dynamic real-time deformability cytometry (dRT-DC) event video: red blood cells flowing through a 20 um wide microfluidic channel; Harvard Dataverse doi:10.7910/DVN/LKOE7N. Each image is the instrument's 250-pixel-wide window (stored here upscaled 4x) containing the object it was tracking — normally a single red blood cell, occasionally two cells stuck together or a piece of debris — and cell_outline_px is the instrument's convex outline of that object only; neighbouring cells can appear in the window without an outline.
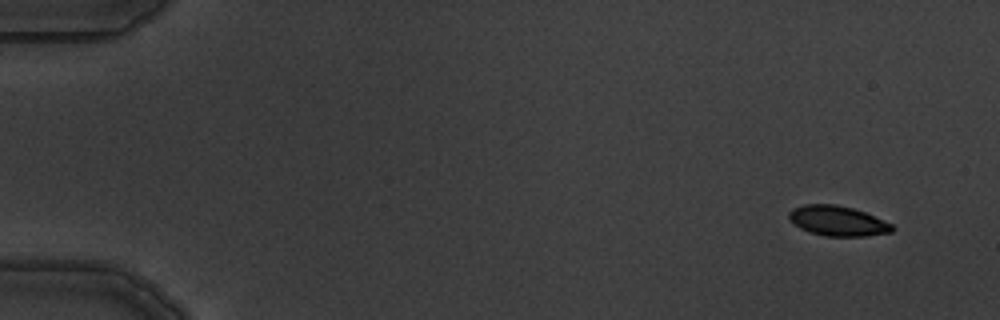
{"species": "common noctule bat (a hibernating species)", "species_latin": "Nyctalus noctula", "temperature_condition": "warm", "stored_images_in_passage": 9, "camera_frame_rate_fps": 3000, "um_per_image_px": 0.085, "animal": {"sex": "male", "body_mass_g": 19.5, "forearm_length_mm": 54.6}, "frame": {"image": 1, "passage_image": 1, "time_ms": 0.0, "image_size_px": [1000, 320], "cell_outline_px": [[896, 228], [892, 232], [864, 236], [824, 236], [808, 232], [792, 224], [788, 220], [788, 212], [792, 208], [804, 204], [836, 204], [852, 208], [864, 212], [892, 224]], "centroid_in_image_um": [71.15, 18.78], "position_along_channel_um": 13.9, "area_um2": 18.26}}
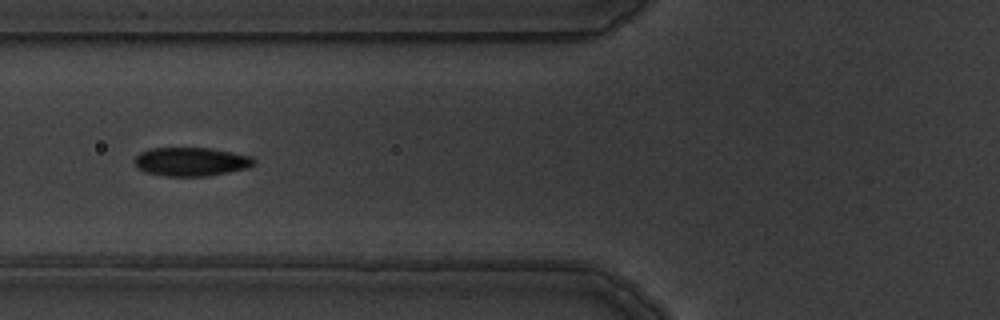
{"frame": {"image": 2, "passage_image": 6, "time_ms": 6.0, "image_size_px": [1000, 320], "cell_outline_px": [[256, 164], [248, 168], [208, 176], [164, 176], [144, 172], [136, 168], [132, 160], [140, 152], [148, 148], [212, 148], [252, 156], [256, 160]], "centroid_in_image_um": [16.22, 13.74], "position_along_channel_um": 109.6, "area_um2": 20.35}}
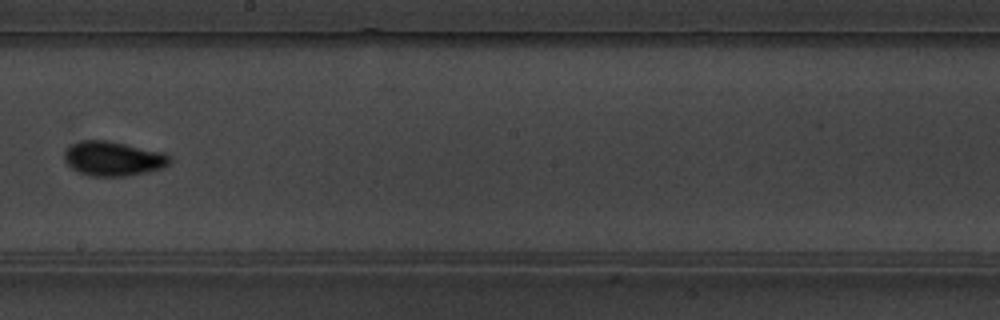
{"frame": {"image": 3, "passage_image": 9, "time_ms": 9.333, "image_size_px": [1000, 320], "cell_outline_px": [[172, 160], [164, 168], [124, 176], [88, 176], [72, 168], [64, 160], [64, 152], [72, 144], [80, 140], [108, 140], [164, 152], [172, 156]], "centroid_in_image_um": [9.64, 13.47], "position_along_channel_um": 238.6, "area_um2": 21.27}}